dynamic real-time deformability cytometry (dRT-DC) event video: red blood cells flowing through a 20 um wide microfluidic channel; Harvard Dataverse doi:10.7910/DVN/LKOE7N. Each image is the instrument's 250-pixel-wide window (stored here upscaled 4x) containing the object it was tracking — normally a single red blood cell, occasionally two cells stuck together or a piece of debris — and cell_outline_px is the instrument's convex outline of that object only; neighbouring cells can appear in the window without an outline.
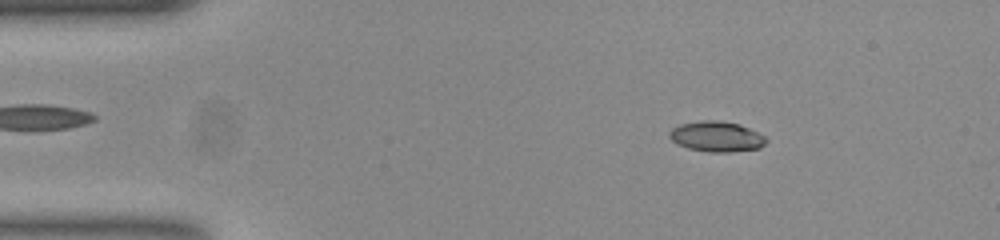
{"species": "common noctule bat (a hibernating species)", "species_latin": "Nyctalus noctula", "temperature_condition": "room temperature", "stored_images_in_passage": 9, "camera_frame_rate_fps": 3000, "um_per_image_px": 0.085, "animal": {"sex": "female", "body_mass_g": 23.0, "forearm_length_mm": 53.4}, "frame": {"image": 1, "passage_image": 7, "time_ms": 2.0, "image_size_px": [1000, 240], "cell_outline_px": [[768, 140], [760, 148], [728, 152], [708, 152], [688, 148], [676, 144], [668, 136], [668, 132], [672, 128], [680, 124], [700, 120], [716, 120], [740, 124], [764, 136]], "centroid_in_image_um": [60.86, 11.6], "position_along_channel_um": 24.1, "area_um2": 17.17}}